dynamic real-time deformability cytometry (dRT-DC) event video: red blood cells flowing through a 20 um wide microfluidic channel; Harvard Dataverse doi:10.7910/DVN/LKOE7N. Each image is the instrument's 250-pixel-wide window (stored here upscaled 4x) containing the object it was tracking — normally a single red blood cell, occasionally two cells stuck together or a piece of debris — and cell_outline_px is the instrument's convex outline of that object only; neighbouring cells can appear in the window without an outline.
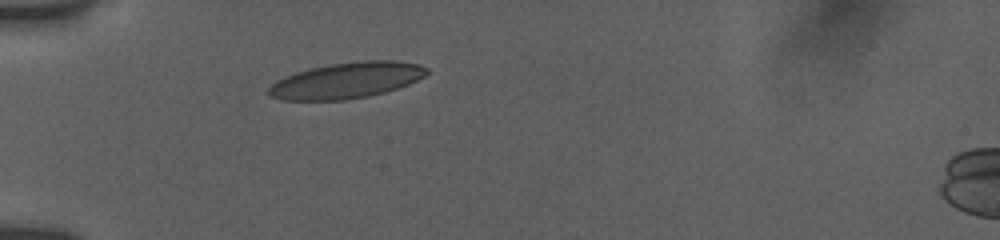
{"species": "human", "species_latin": "Homo sapiens", "temperature_condition": "room temperature", "stored_images_in_passage": 4, "camera_frame_rate_fps": 3000, "um_per_image_px": 0.085, "donor": {"sex": "female"}, "frame": {"image": 1, "passage_image": 1, "time_ms": 0.0, "image_size_px": [1000, 240], "cell_outline_px": [[428, 72], [424, 76], [408, 84], [384, 92], [368, 96], [344, 100], [280, 100], [268, 96], [268, 88], [276, 80], [296, 72], [308, 68], [332, 64], [360, 60], [396, 60], [420, 64], [428, 68]], "centroid_in_image_um": [29.44, 6.83], "position_along_channel_um": 55.6, "area_um2": 33.18}}